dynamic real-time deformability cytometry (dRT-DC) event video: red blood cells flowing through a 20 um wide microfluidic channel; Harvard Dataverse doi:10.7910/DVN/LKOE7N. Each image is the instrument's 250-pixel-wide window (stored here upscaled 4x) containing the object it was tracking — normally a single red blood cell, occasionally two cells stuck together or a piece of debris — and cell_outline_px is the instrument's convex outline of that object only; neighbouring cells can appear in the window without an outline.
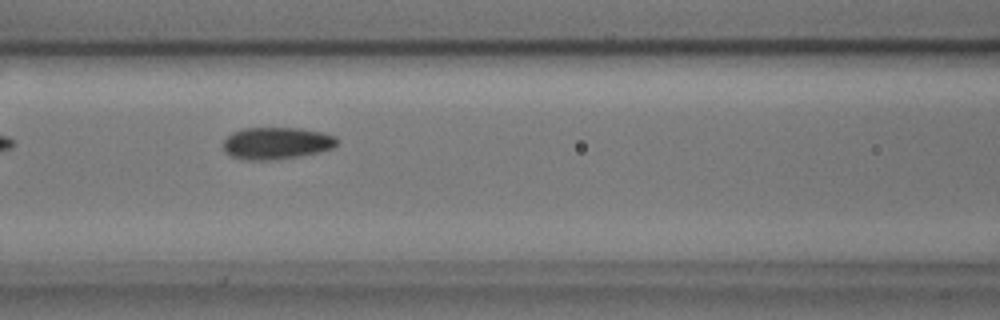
{"species": "common noctule bat (a hibernating species)", "species_latin": "Nyctalus noctula", "temperature_condition": "cold", "stored_images_in_passage": 9, "camera_frame_rate_fps": 3000, "um_per_image_px": 0.085, "animal": {"sex": "male", "body_mass_g": 17.9, "forearm_length_mm": 54.2}, "frame": {"image": 1, "passage_image": 7, "time_ms": 2.0, "image_size_px": [1000, 320], "cell_outline_px": [[340, 140], [332, 148], [320, 152], [300, 156], [268, 160], [248, 160], [232, 156], [224, 148], [224, 140], [232, 132], [244, 128], [300, 128], [320, 132], [336, 136]], "centroid_in_image_um": [23.54, 12.16], "position_along_channel_um": 143.1, "area_um2": 21.1}}
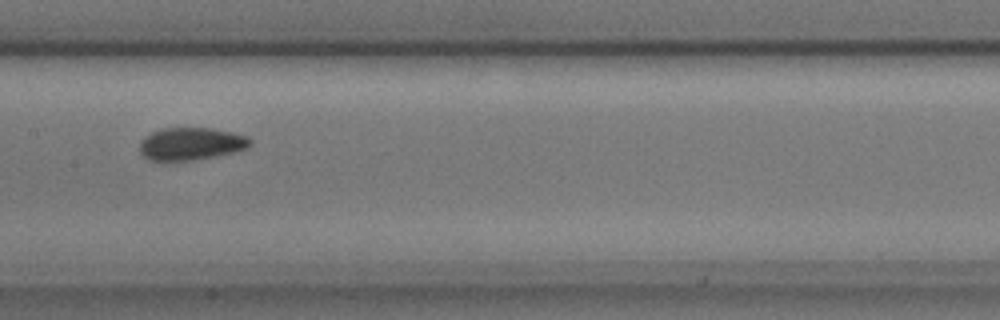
{"frame": {"image": 2, "passage_image": 8, "time_ms": 2.333, "image_size_px": [1000, 320], "cell_outline_px": [[252, 144], [248, 148], [236, 152], [216, 156], [192, 160], [148, 160], [140, 152], [140, 144], [152, 132], [164, 128], [212, 128], [232, 132], [248, 136], [252, 140]], "centroid_in_image_um": [16.31, 12.22], "position_along_channel_um": 191.1, "area_um2": 20.87}}
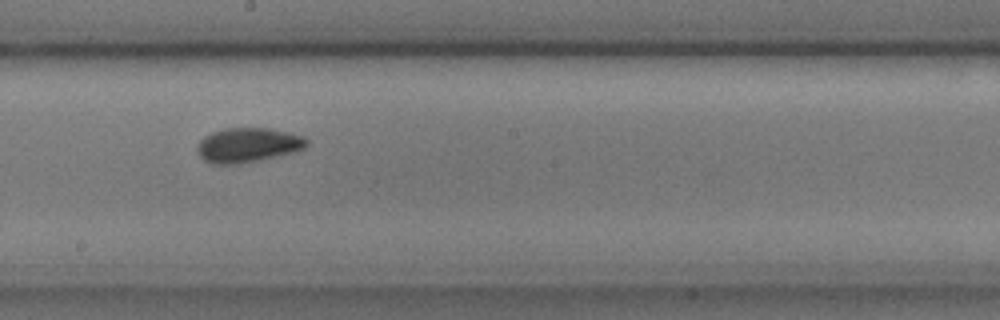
{"frame": {"image": 3, "passage_image": 9, "time_ms": 2.667, "image_size_px": [1000, 320], "cell_outline_px": [[308, 144], [304, 148], [292, 152], [276, 156], [256, 160], [232, 164], [212, 164], [204, 160], [200, 156], [196, 148], [200, 140], [204, 136], [212, 132], [224, 128], [268, 128], [288, 132], [304, 136], [308, 140]], "centroid_in_image_um": [21.05, 12.31], "position_along_channel_um": 227.1, "area_um2": 21.85}}